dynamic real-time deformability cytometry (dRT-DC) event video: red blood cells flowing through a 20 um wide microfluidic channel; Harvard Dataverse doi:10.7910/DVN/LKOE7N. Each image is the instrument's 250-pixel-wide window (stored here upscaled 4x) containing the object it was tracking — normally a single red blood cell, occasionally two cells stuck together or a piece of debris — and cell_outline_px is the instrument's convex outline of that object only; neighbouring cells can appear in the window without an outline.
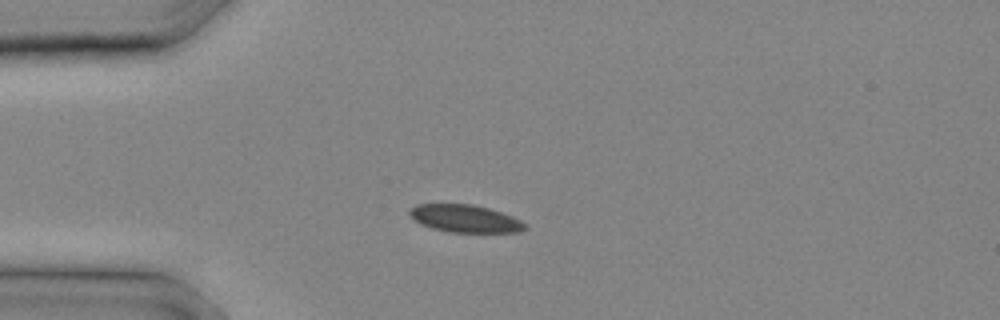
{"species": "common noctule bat (a hibernating species)", "species_latin": "Nyctalus noctula", "temperature_condition": "cold", "stored_images_in_passage": 7, "camera_frame_rate_fps": 3000, "um_per_image_px": 0.085, "animal": {"sex": "male", "body_mass_g": 20.4}, "frame": {"image": 1, "passage_image": 1, "time_ms": 0.0, "image_size_px": [1000, 320], "cell_outline_px": [[524, 228], [516, 232], [456, 232], [436, 228], [424, 224], [416, 220], [412, 216], [412, 208], [420, 204], [468, 204], [500, 212], [524, 224]], "centroid_in_image_um": [39.52, 18.57], "position_along_channel_um": 45.5, "area_um2": 17.28}}
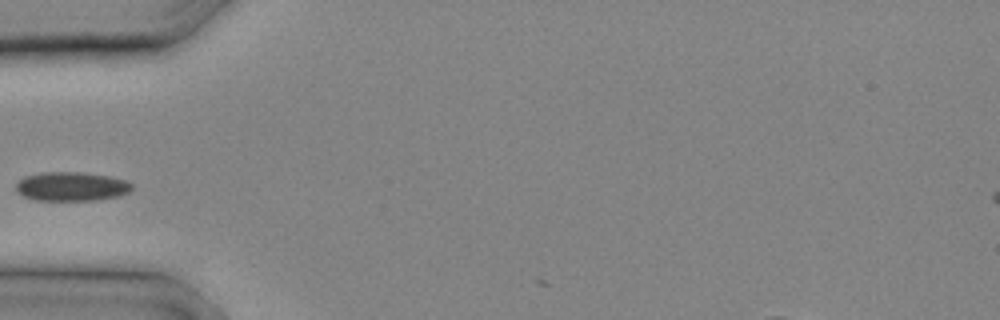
{"frame": {"image": 2, "passage_image": 3, "time_ms": 0.667, "image_size_px": [1000, 320], "cell_outline_px": [[132, 188], [124, 192], [112, 196], [84, 200], [44, 200], [28, 196], [20, 192], [16, 188], [16, 184], [20, 180], [28, 176], [52, 172], [68, 172], [104, 176], [124, 180], [132, 184]], "centroid_in_image_um": [6.04, 15.84], "position_along_channel_um": 79.0, "area_um2": 18.15}}